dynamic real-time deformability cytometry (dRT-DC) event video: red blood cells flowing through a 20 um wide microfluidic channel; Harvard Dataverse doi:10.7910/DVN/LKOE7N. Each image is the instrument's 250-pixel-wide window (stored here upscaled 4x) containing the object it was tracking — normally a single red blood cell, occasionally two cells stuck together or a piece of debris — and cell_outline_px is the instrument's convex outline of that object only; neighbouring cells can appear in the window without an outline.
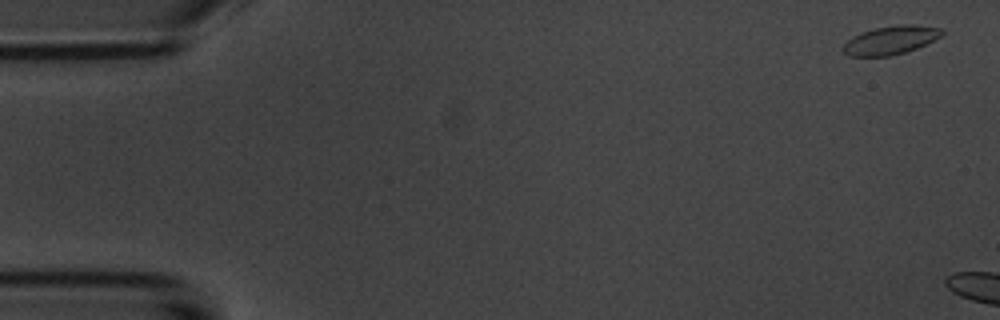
{"species": "common noctule bat (a hibernating species)", "species_latin": "Nyctalus noctula", "temperature_condition": "room temperature", "stored_images_in_passage": 3, "camera_frame_rate_fps": 3000, "um_per_image_px": 0.085, "animal": {"sex": "male", "body_mass_g": 20.1, "forearm_length_mm": 53.5}, "frame": {"image": 1, "passage_image": 1, "time_ms": 0.0, "image_size_px": [1000, 320], "cell_outline_px": [[944, 36], [916, 48], [904, 52], [888, 56], [848, 56], [840, 48], [852, 36], [860, 32], [876, 28], [900, 24], [912, 24], [944, 28]], "centroid_in_image_um": [75.73, 3.4], "position_along_channel_um": 9.3, "area_um2": 16.59}}